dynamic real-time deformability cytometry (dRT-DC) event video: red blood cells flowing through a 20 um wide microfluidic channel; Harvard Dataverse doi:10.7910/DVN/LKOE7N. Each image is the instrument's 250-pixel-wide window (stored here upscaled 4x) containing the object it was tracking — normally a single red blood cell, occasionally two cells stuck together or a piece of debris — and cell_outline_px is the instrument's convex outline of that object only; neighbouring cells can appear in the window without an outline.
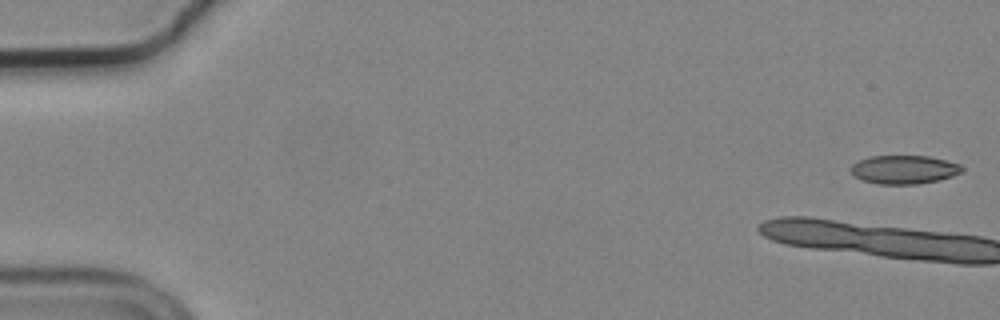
{"species": "common noctule bat (a hibernating species)", "species_latin": "Nyctalus noctula", "temperature_condition": "cold", "stored_images_in_passage": 11, "camera_frame_rate_fps": 3000, "um_per_image_px": 0.085, "animal": {"sex": "male", "body_mass_g": 19.2, "forearm_length_mm": 51.8}, "frame": {"image": 1, "passage_image": 1, "time_ms": 0.0, "image_size_px": [1000, 320], "cell_outline_px": [[964, 172], [940, 180], [916, 184], [880, 184], [860, 180], [852, 172], [852, 164], [860, 160], [872, 156], [928, 156], [960, 164], [964, 168]], "centroid_in_image_um": [76.89, 14.42], "position_along_channel_um": 8.1, "area_um2": 18.44}}